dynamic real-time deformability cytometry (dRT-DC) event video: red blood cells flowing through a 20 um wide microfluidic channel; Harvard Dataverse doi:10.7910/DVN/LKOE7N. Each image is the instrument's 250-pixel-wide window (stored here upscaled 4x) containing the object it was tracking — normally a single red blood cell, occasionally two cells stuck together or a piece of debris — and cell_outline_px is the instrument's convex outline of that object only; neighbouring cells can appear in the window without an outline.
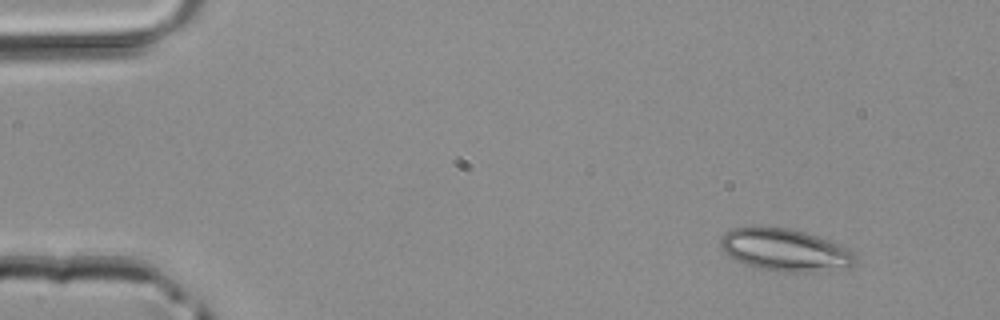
{"species": "common noctule bat (a hibernating species)", "species_latin": "Nyctalus noctula", "temperature_condition": "room temperature", "stored_images_in_passage": 3, "camera_frame_rate_fps": 3000, "um_per_image_px": 0.085, "animal": {"sex": "male", "body_mass_g": 20.4}, "frame": {"image": 1, "passage_image": 3, "time_ms": 0.667, "image_size_px": [1000, 320], "cell_outline_px": [[856, 260], [848, 268], [812, 272], [784, 272], [764, 268], [748, 264], [736, 260], [728, 256], [720, 248], [720, 240], [724, 232], [732, 228], [788, 228], [804, 232], [840, 244], [856, 252]], "centroid_in_image_um": [66.76, 21.26], "position_along_channel_um": 18.2, "area_um2": 32.95}}